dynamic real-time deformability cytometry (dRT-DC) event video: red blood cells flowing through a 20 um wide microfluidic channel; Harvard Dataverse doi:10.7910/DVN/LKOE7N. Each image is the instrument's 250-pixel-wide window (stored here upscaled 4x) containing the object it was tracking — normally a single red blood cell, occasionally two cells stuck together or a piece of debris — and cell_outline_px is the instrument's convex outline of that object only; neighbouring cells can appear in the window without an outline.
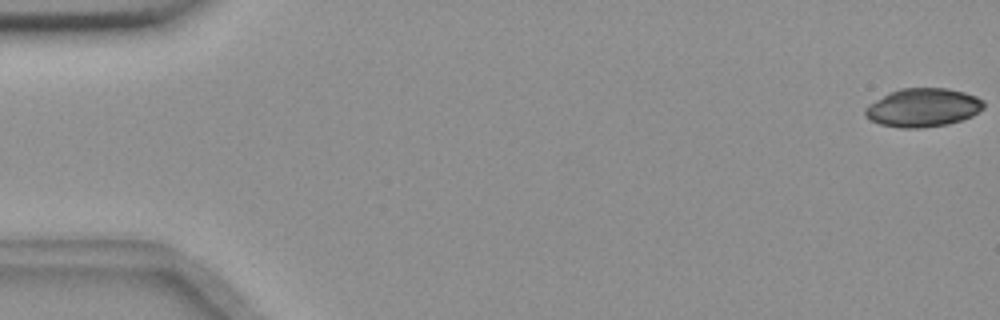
{"species": "common noctule bat (a hibernating species)", "species_latin": "Nyctalus noctula", "temperature_condition": "room temperature", "stored_images_in_passage": 15, "camera_frame_rate_fps": 3000, "um_per_image_px": 0.085, "animal": {"sex": "female", "body_mass_g": 18.4}, "frame": {"image": 1, "passage_image": 1, "time_ms": 0.0, "image_size_px": [1000, 320], "cell_outline_px": [[984, 108], [972, 116], [948, 124], [920, 128], [900, 128], [880, 124], [864, 116], [864, 108], [868, 104], [888, 92], [900, 88], [948, 88], [964, 92], [976, 96], [984, 100]], "centroid_in_image_um": [78.43, 9.14], "position_along_channel_um": 6.6, "area_um2": 26.82}}
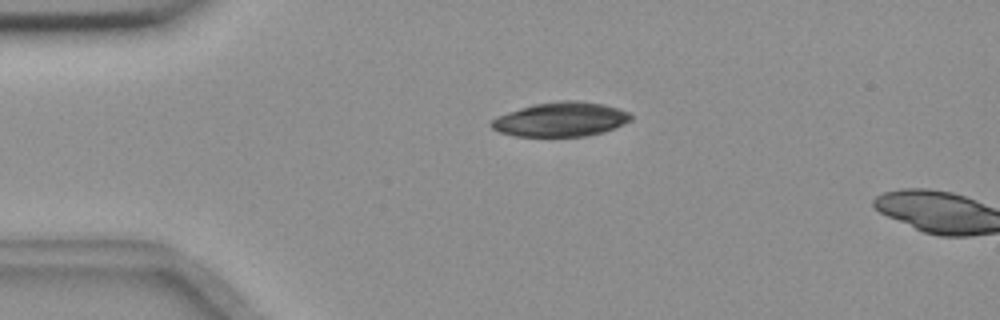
{"frame": {"image": 2, "passage_image": 13, "time_ms": 4.0, "image_size_px": [1000, 320], "cell_outline_px": [[632, 120], [616, 128], [604, 132], [584, 136], [516, 136], [500, 132], [492, 128], [488, 124], [496, 116], [532, 104], [560, 100], [576, 100], [604, 104], [620, 108], [628, 112], [632, 116]], "centroid_in_image_um": [47.68, 10.14], "position_along_channel_um": 37.3, "area_um2": 28.15}}